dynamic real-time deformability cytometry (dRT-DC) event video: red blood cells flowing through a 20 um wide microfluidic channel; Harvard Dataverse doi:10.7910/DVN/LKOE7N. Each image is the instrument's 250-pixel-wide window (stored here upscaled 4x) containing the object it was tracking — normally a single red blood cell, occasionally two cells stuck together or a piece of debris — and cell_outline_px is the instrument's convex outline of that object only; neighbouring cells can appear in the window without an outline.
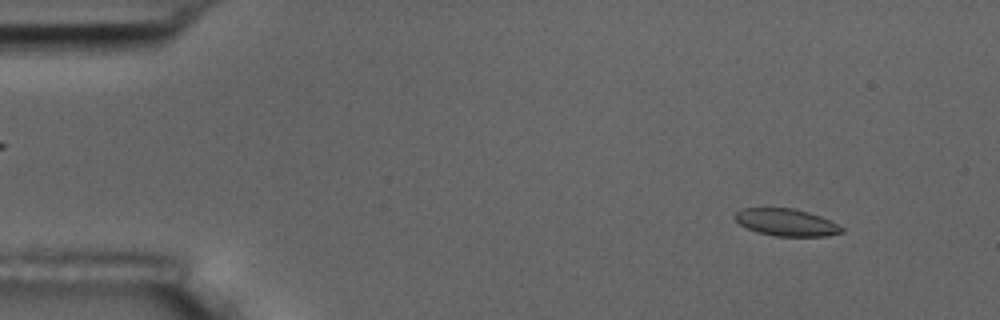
{"species": "common noctule bat (a hibernating species)", "species_latin": "Nyctalus noctula", "temperature_condition": "room temperature", "stored_images_in_passage": 6, "segment_of_instrument_passage": [1, 2], "camera_frame_rate_fps": 3000, "um_per_image_px": 0.085, "animal": {"sex": "male", "body_mass_g": 17.5, "forearm_length_mm": 52.3}, "frame": {"image": 1, "passage_image": 2, "time_ms": 1.333, "image_size_px": [1000, 320], "cell_outline_px": [[844, 232], [824, 236], [776, 236], [756, 232], [740, 224], [732, 216], [736, 212], [744, 208], [792, 208], [808, 212], [820, 216], [844, 228]], "centroid_in_image_um": [66.81, 18.9], "position_along_channel_um": 18.2, "area_um2": 16.76}}